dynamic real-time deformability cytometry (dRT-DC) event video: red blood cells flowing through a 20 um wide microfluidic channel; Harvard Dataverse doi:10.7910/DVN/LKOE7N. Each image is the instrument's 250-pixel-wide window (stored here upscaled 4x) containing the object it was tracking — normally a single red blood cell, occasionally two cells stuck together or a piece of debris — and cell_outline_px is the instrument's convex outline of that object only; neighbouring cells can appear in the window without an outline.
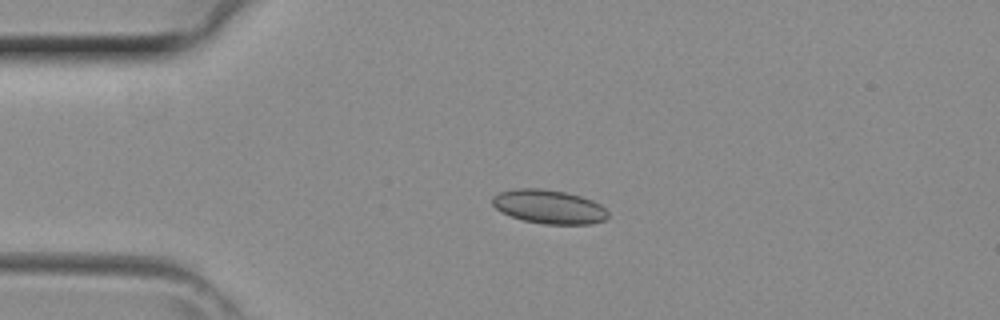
{"species": "common noctule bat (a hibernating species)", "species_latin": "Nyctalus noctula", "temperature_condition": "room temperature", "stored_images_in_passage": 42, "camera_frame_rate_fps": 3000, "um_per_image_px": 0.085, "animal": {"sex": "female", "body_mass_g": 29.2, "forearm_length_mm": 56.3}, "frame": {"image": 1, "passage_image": 10, "time_ms": 3.0, "image_size_px": [1000, 320], "cell_outline_px": [[608, 216], [604, 220], [592, 224], [544, 224], [524, 220], [512, 216], [496, 208], [492, 204], [492, 196], [500, 192], [516, 188], [544, 188], [564, 192], [580, 196], [592, 200], [600, 204], [608, 212]], "centroid_in_image_um": [46.67, 17.56], "position_along_channel_um": 38.3, "area_um2": 22.72}}
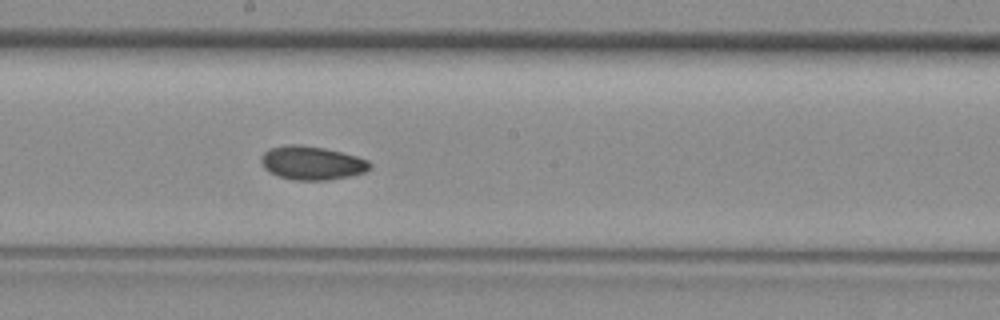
{"frame": {"image": 2, "passage_image": 23, "time_ms": 7.333, "image_size_px": [1000, 320], "cell_outline_px": [[372, 168], [364, 172], [348, 176], [324, 180], [292, 180], [280, 176], [264, 168], [260, 160], [260, 156], [268, 148], [288, 144], [300, 144], [324, 148], [356, 156], [368, 160], [372, 164]], "centroid_in_image_um": [26.49, 13.84], "position_along_channel_um": 221.7, "area_um2": 21.27}}
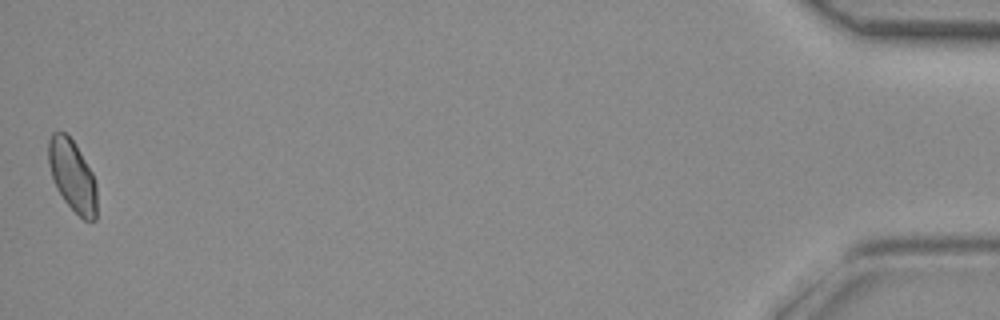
{"frame": {"image": 3, "passage_image": 42, "time_ms": 13.667, "image_size_px": [1000, 320], "cell_outline_px": [[96, 220], [84, 220], [64, 200], [56, 188], [48, 164], [48, 140], [52, 132], [64, 132], [76, 144], [92, 172], [96, 184]], "centroid_in_image_um": [6.14, 14.91], "position_along_channel_um": 429.1, "area_um2": 20.06}}